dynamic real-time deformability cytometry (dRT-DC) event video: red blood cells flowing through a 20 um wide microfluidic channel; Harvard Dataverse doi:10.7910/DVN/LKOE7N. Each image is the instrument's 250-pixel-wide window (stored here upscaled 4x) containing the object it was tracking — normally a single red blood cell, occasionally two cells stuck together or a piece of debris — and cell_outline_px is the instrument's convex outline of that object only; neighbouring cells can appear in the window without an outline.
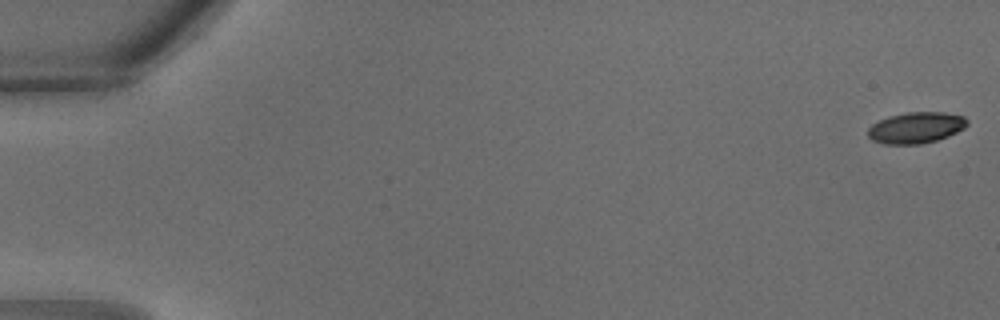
{"species": "common noctule bat (a hibernating species)", "species_latin": "Nyctalus noctula", "temperature_condition": "warm", "stored_images_in_passage": 11, "camera_frame_rate_fps": 3000, "um_per_image_px": 0.085, "animal": {"sex": "male", "body_mass_g": 18.8}, "frame": {"image": 1, "passage_image": 1, "time_ms": 0.0, "image_size_px": [1000, 320], "cell_outline_px": [[968, 124], [964, 128], [948, 136], [936, 140], [920, 144], [884, 144], [872, 140], [868, 136], [868, 128], [872, 124], [888, 116], [908, 112], [944, 112], [964, 116], [968, 120]], "centroid_in_image_um": [77.86, 10.85], "position_along_channel_um": 7.1, "area_um2": 18.03}}
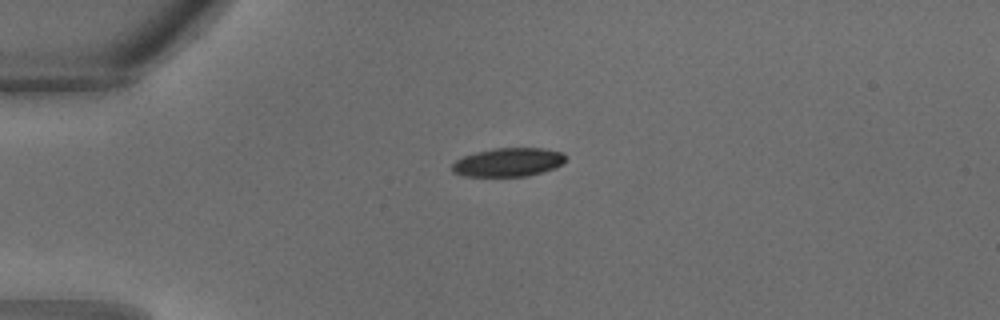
{"frame": {"image": 2, "passage_image": 9, "time_ms": 2.667, "image_size_px": [1000, 320], "cell_outline_px": [[568, 156], [556, 168], [528, 176], [464, 176], [452, 172], [452, 164], [456, 160], [464, 156], [476, 152], [496, 148], [544, 148], [564, 152]], "centroid_in_image_um": [43.23, 13.79], "position_along_channel_um": 41.8, "area_um2": 19.02}}